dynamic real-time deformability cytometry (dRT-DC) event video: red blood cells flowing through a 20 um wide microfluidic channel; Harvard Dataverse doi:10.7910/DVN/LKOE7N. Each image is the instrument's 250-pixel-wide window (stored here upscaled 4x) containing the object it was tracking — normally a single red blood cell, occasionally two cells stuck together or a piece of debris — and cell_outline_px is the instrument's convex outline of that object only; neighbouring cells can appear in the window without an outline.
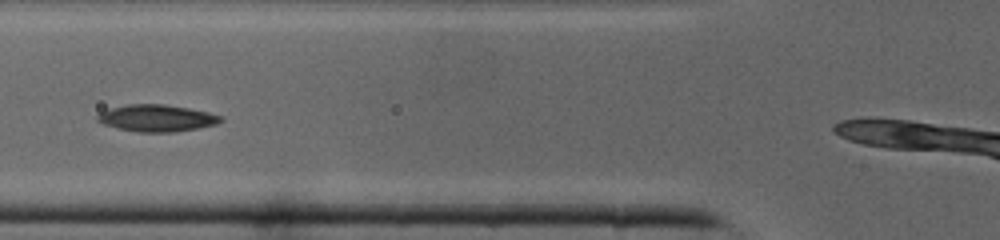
{"species": "common noctule bat (a hibernating species)", "species_latin": "Nyctalus noctula", "temperature_condition": "cold", "stored_images_in_passage": 31, "camera_frame_rate_fps": 3000, "um_per_image_px": 0.085, "animal": {"sex": "male", "body_mass_g": 19.0, "forearm_length_mm": 50.8}, "frame": {"image": 1, "passage_image": 10, "time_ms": 3.0, "image_size_px": [1000, 240], "cell_outline_px": [[224, 120], [216, 124], [196, 128], [172, 132], [136, 132], [104, 124], [96, 120], [96, 116], [100, 112], [112, 108], [128, 104], [164, 104], [188, 108], [208, 112], [224, 116]], "centroid_in_image_um": [13.34, 10.03], "position_along_channel_um": 112.5, "area_um2": 19.19}}
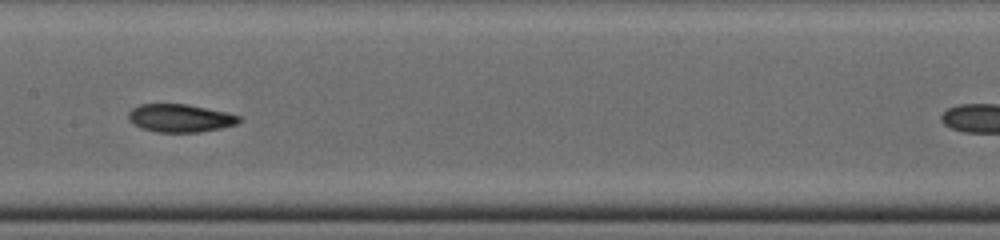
{"frame": {"image": 2, "passage_image": 15, "time_ms": 4.667, "image_size_px": [1000, 240], "cell_outline_px": [[240, 120], [236, 124], [220, 128], [200, 132], [156, 132], [144, 128], [128, 120], [128, 112], [132, 108], [140, 104], [188, 104], [224, 112], [240, 116]], "centroid_in_image_um": [15.29, 10.03], "position_along_channel_um": 192.1, "area_um2": 17.8}}
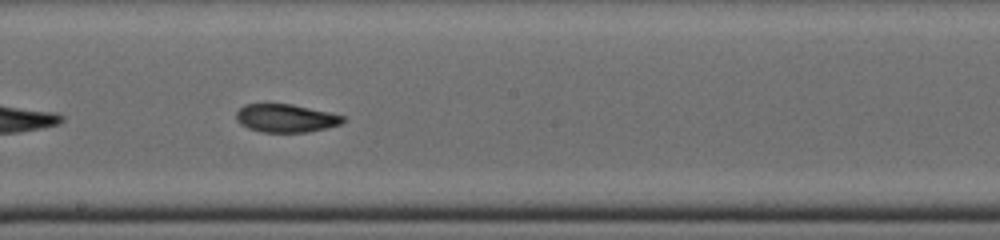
{"frame": {"image": 3, "passage_image": 17, "time_ms": 5.333, "image_size_px": [1000, 240], "cell_outline_px": [[344, 120], [340, 124], [308, 132], [260, 132], [248, 128], [240, 124], [236, 120], [236, 112], [244, 104], [292, 104], [328, 112], [344, 116]], "centroid_in_image_um": [24.25, 10.05], "position_along_channel_um": 224.0, "area_um2": 17.4}}